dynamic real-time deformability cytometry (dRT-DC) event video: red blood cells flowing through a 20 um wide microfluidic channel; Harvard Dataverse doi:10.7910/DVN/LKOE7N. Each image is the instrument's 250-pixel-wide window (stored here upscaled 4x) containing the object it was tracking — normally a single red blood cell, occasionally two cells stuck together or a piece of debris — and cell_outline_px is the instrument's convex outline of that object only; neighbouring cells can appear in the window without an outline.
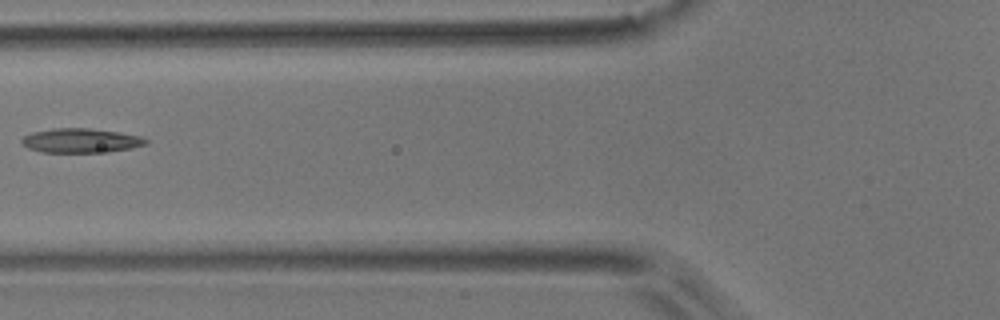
{"species": "common noctule bat (a hibernating species)", "species_latin": "Nyctalus noctula", "temperature_condition": "room temperature", "stored_images_in_passage": 6, "camera_frame_rate_fps": 3000, "um_per_image_px": 0.085, "animal": {"sex": "male", "body_mass_g": 17.9}, "frame": {"image": 1, "passage_image": 5, "time_ms": 1.333, "image_size_px": [1000, 320], "cell_outline_px": [[148, 144], [132, 148], [108, 152], [40, 152], [28, 148], [20, 140], [24, 136], [32, 132], [52, 128], [88, 128], [120, 132], [140, 136], [148, 140]], "centroid_in_image_um": [6.89, 11.95], "position_along_channel_um": 118.9, "area_um2": 17.69}}
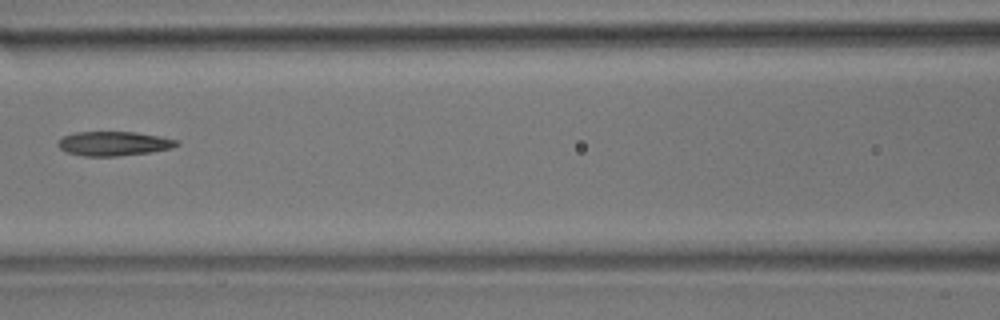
{"frame": {"image": 2, "passage_image": 6, "time_ms": 1.667, "image_size_px": [1000, 320], "cell_outline_px": [[180, 144], [172, 148], [148, 152], [116, 156], [84, 156], [68, 152], [60, 148], [56, 144], [64, 136], [76, 132], [136, 132], [160, 136], [180, 140]], "centroid_in_image_um": [9.71, 12.19], "position_along_channel_um": 156.9, "area_um2": 16.7}}